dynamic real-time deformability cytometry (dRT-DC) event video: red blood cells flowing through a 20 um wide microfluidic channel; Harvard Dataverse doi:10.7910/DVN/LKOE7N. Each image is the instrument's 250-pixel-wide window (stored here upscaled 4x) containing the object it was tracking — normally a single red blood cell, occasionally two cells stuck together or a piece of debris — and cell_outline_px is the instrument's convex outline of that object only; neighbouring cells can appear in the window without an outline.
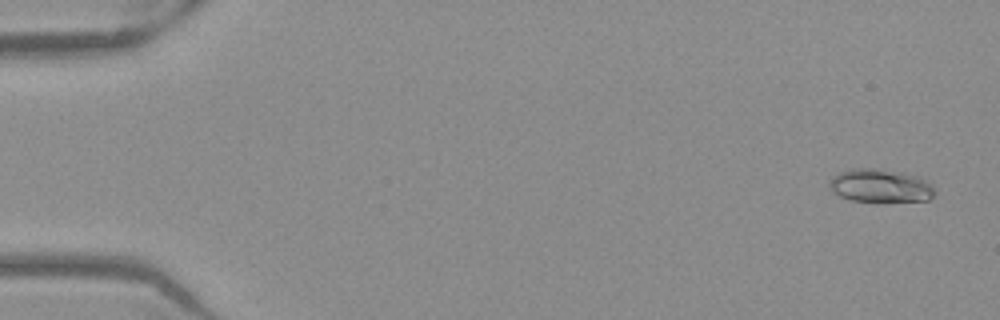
{"species": "Egyptian fruit bat (a non-hibernating species)", "species_latin": "Rousettus aegyptiacus", "temperature_condition": "warm", "stored_images_in_passage": 53, "camera_frame_rate_fps": 3000, "um_per_image_px": 0.085, "frame": {"image": 1, "passage_image": 3, "time_ms": 0.667, "image_size_px": [1000, 320], "cell_outline_px": [[936, 192], [928, 200], [880, 204], [852, 200], [840, 196], [832, 192], [828, 188], [828, 180], [832, 176], [840, 172], [852, 168], [876, 168], [904, 172], [916, 176], [932, 184]], "centroid_in_image_um": [74.81, 15.82], "position_along_channel_um": 10.2, "area_um2": 21.33}}
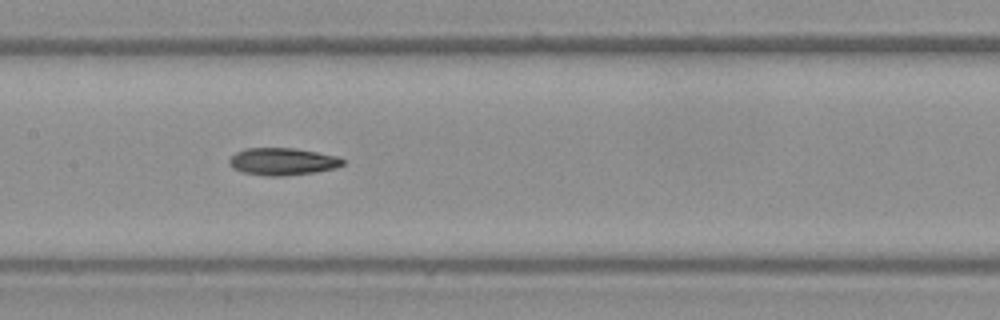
{"frame": {"image": 2, "passage_image": 27, "time_ms": 8.667, "image_size_px": [1000, 320], "cell_outline_px": [[344, 164], [336, 168], [316, 172], [284, 176], [268, 176], [240, 172], [232, 168], [228, 164], [228, 160], [236, 152], [244, 148], [292, 148], [340, 156], [344, 160]], "centroid_in_image_um": [24.0, 13.73], "position_along_channel_um": 183.4, "area_um2": 18.26}}
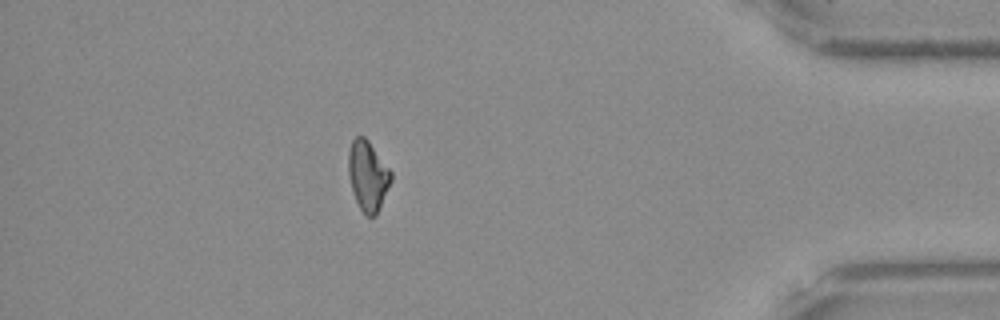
{"frame": {"image": 3, "passage_image": 47, "time_ms": 15.333, "image_size_px": [1000, 320], "cell_outline_px": [[392, 180], [380, 208], [376, 216], [368, 216], [360, 208], [352, 192], [348, 172], [348, 152], [352, 140], [356, 136], [364, 136], [368, 140], [392, 172]], "centroid_in_image_um": [31.27, 14.93], "position_along_channel_um": 403.9, "area_um2": 17.4}, "authors_computed_cell_mechanics": {"area_um2": 17.918, "velocity_mm_per_s": 3.9505, "shape_relaxation_time_tau1_ms": 10.6274, "shape_relaxation_time_tau2_ms": 6.8758, "deformation_change_tau1": 0.2363, "deformation_change_tau2": 0.1583}}